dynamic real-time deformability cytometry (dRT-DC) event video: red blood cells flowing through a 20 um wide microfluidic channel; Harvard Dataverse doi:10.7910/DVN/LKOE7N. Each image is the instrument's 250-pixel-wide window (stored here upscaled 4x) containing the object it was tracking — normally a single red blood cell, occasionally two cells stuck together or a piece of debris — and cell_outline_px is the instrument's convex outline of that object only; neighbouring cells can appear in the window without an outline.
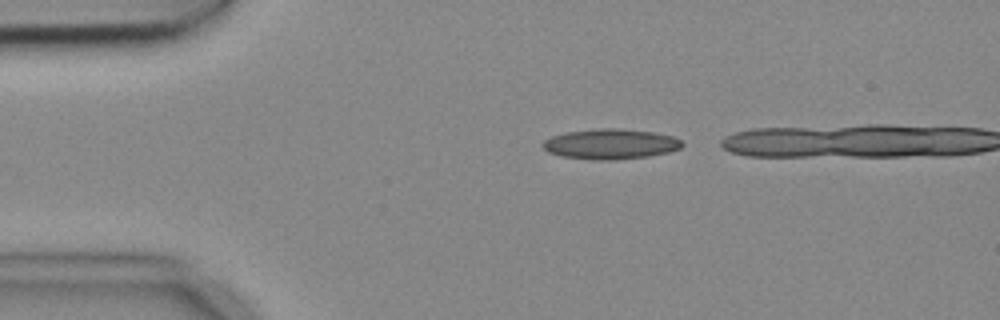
{"species": "common noctule bat (a hibernating species)", "species_latin": "Nyctalus noctula", "temperature_condition": "cold", "stored_images_in_passage": 3, "camera_frame_rate_fps": 3000, "um_per_image_px": 0.085, "animal": {"sex": "female", "body_mass_g": 18.4}, "frame": {"image": 1, "passage_image": 1, "time_ms": 0.0, "image_size_px": [1000, 320], "cell_outline_px": [[684, 144], [680, 148], [668, 152], [648, 156], [612, 160], [592, 160], [560, 156], [548, 152], [540, 144], [544, 140], [552, 136], [568, 132], [600, 128], [616, 128], [652, 132], [672, 136], [680, 140]], "centroid_in_image_um": [51.86, 12.25], "position_along_channel_um": 33.1, "area_um2": 24.45}}